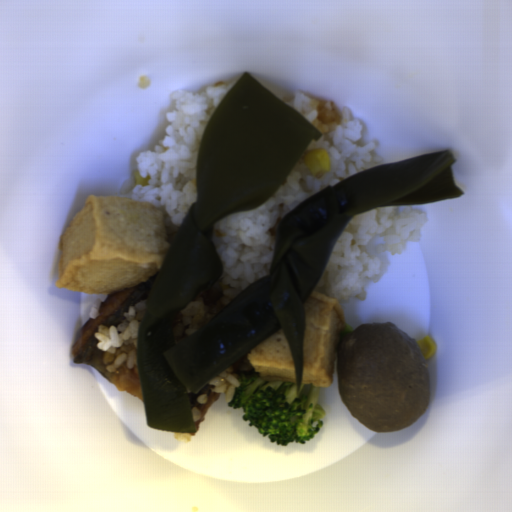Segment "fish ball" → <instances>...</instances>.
I'll return each mask as SVG.
<instances>
[{
	"mask_svg": "<svg viewBox=\"0 0 512 512\" xmlns=\"http://www.w3.org/2000/svg\"><path fill=\"white\" fill-rule=\"evenodd\" d=\"M305 305L302 385L332 386L347 321L339 301L317 290L310 292Z\"/></svg>",
	"mask_w": 512,
	"mask_h": 512,
	"instance_id": "2",
	"label": "fish ball"
},
{
	"mask_svg": "<svg viewBox=\"0 0 512 512\" xmlns=\"http://www.w3.org/2000/svg\"><path fill=\"white\" fill-rule=\"evenodd\" d=\"M245 358L259 381L296 382L294 359L282 328Z\"/></svg>",
	"mask_w": 512,
	"mask_h": 512,
	"instance_id": "3",
	"label": "fish ball"
},
{
	"mask_svg": "<svg viewBox=\"0 0 512 512\" xmlns=\"http://www.w3.org/2000/svg\"><path fill=\"white\" fill-rule=\"evenodd\" d=\"M170 252L166 207L89 195L59 236L55 285L110 294L160 274Z\"/></svg>",
	"mask_w": 512,
	"mask_h": 512,
	"instance_id": "1",
	"label": "fish ball"
}]
</instances>
